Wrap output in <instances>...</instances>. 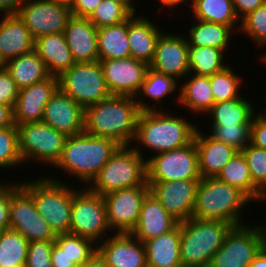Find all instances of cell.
Masks as SVG:
<instances>
[{
	"mask_svg": "<svg viewBox=\"0 0 266 267\" xmlns=\"http://www.w3.org/2000/svg\"><path fill=\"white\" fill-rule=\"evenodd\" d=\"M29 241L12 229L3 230L0 236V267L25 265Z\"/></svg>",
	"mask_w": 266,
	"mask_h": 267,
	"instance_id": "38",
	"label": "cell"
},
{
	"mask_svg": "<svg viewBox=\"0 0 266 267\" xmlns=\"http://www.w3.org/2000/svg\"><path fill=\"white\" fill-rule=\"evenodd\" d=\"M146 159L147 182L201 179L195 140L183 147Z\"/></svg>",
	"mask_w": 266,
	"mask_h": 267,
	"instance_id": "12",
	"label": "cell"
},
{
	"mask_svg": "<svg viewBox=\"0 0 266 267\" xmlns=\"http://www.w3.org/2000/svg\"><path fill=\"white\" fill-rule=\"evenodd\" d=\"M16 126L23 163L37 160L53 168L61 158L68 136L43 122Z\"/></svg>",
	"mask_w": 266,
	"mask_h": 267,
	"instance_id": "10",
	"label": "cell"
},
{
	"mask_svg": "<svg viewBox=\"0 0 266 267\" xmlns=\"http://www.w3.org/2000/svg\"><path fill=\"white\" fill-rule=\"evenodd\" d=\"M34 51L42 59L50 75L59 76L75 64L64 33L36 38Z\"/></svg>",
	"mask_w": 266,
	"mask_h": 267,
	"instance_id": "27",
	"label": "cell"
},
{
	"mask_svg": "<svg viewBox=\"0 0 266 267\" xmlns=\"http://www.w3.org/2000/svg\"><path fill=\"white\" fill-rule=\"evenodd\" d=\"M239 25V32L247 34L255 45L266 46V3L246 15Z\"/></svg>",
	"mask_w": 266,
	"mask_h": 267,
	"instance_id": "45",
	"label": "cell"
},
{
	"mask_svg": "<svg viewBox=\"0 0 266 267\" xmlns=\"http://www.w3.org/2000/svg\"><path fill=\"white\" fill-rule=\"evenodd\" d=\"M58 89V76L50 75L45 80L19 89L13 107L16 125L42 122L44 107Z\"/></svg>",
	"mask_w": 266,
	"mask_h": 267,
	"instance_id": "20",
	"label": "cell"
},
{
	"mask_svg": "<svg viewBox=\"0 0 266 267\" xmlns=\"http://www.w3.org/2000/svg\"><path fill=\"white\" fill-rule=\"evenodd\" d=\"M51 263L53 267H78L55 242L51 251Z\"/></svg>",
	"mask_w": 266,
	"mask_h": 267,
	"instance_id": "52",
	"label": "cell"
},
{
	"mask_svg": "<svg viewBox=\"0 0 266 267\" xmlns=\"http://www.w3.org/2000/svg\"><path fill=\"white\" fill-rule=\"evenodd\" d=\"M250 102L241 94L237 98L215 103L207 113L212 118L211 125L251 124L256 108Z\"/></svg>",
	"mask_w": 266,
	"mask_h": 267,
	"instance_id": "34",
	"label": "cell"
},
{
	"mask_svg": "<svg viewBox=\"0 0 266 267\" xmlns=\"http://www.w3.org/2000/svg\"><path fill=\"white\" fill-rule=\"evenodd\" d=\"M201 179L147 182L150 192L179 223L192 217Z\"/></svg>",
	"mask_w": 266,
	"mask_h": 267,
	"instance_id": "16",
	"label": "cell"
},
{
	"mask_svg": "<svg viewBox=\"0 0 266 267\" xmlns=\"http://www.w3.org/2000/svg\"><path fill=\"white\" fill-rule=\"evenodd\" d=\"M179 222L173 218L150 192L142 203L139 219L130 233L142 241L151 240L173 230Z\"/></svg>",
	"mask_w": 266,
	"mask_h": 267,
	"instance_id": "23",
	"label": "cell"
},
{
	"mask_svg": "<svg viewBox=\"0 0 266 267\" xmlns=\"http://www.w3.org/2000/svg\"><path fill=\"white\" fill-rule=\"evenodd\" d=\"M19 151L18 130L16 124L0 128V168H18L23 165Z\"/></svg>",
	"mask_w": 266,
	"mask_h": 267,
	"instance_id": "41",
	"label": "cell"
},
{
	"mask_svg": "<svg viewBox=\"0 0 266 267\" xmlns=\"http://www.w3.org/2000/svg\"><path fill=\"white\" fill-rule=\"evenodd\" d=\"M83 187L78 191L75 188L73 195L70 233L99 244L103 236L111 232L106 219L105 201L100 194Z\"/></svg>",
	"mask_w": 266,
	"mask_h": 267,
	"instance_id": "11",
	"label": "cell"
},
{
	"mask_svg": "<svg viewBox=\"0 0 266 267\" xmlns=\"http://www.w3.org/2000/svg\"><path fill=\"white\" fill-rule=\"evenodd\" d=\"M97 44L99 61L130 57L128 19L120 24L98 28Z\"/></svg>",
	"mask_w": 266,
	"mask_h": 267,
	"instance_id": "32",
	"label": "cell"
},
{
	"mask_svg": "<svg viewBox=\"0 0 266 267\" xmlns=\"http://www.w3.org/2000/svg\"><path fill=\"white\" fill-rule=\"evenodd\" d=\"M26 0H0V15L17 14L19 8Z\"/></svg>",
	"mask_w": 266,
	"mask_h": 267,
	"instance_id": "53",
	"label": "cell"
},
{
	"mask_svg": "<svg viewBox=\"0 0 266 267\" xmlns=\"http://www.w3.org/2000/svg\"><path fill=\"white\" fill-rule=\"evenodd\" d=\"M54 242L77 266L87 262L97 252V244L92 240L72 233L58 234Z\"/></svg>",
	"mask_w": 266,
	"mask_h": 267,
	"instance_id": "39",
	"label": "cell"
},
{
	"mask_svg": "<svg viewBox=\"0 0 266 267\" xmlns=\"http://www.w3.org/2000/svg\"><path fill=\"white\" fill-rule=\"evenodd\" d=\"M53 1L57 2L58 4L65 5L69 7L70 9L73 7V5L76 2V0H53Z\"/></svg>",
	"mask_w": 266,
	"mask_h": 267,
	"instance_id": "59",
	"label": "cell"
},
{
	"mask_svg": "<svg viewBox=\"0 0 266 267\" xmlns=\"http://www.w3.org/2000/svg\"><path fill=\"white\" fill-rule=\"evenodd\" d=\"M192 12L197 20L230 26L239 30L241 22L236 15L232 0H192Z\"/></svg>",
	"mask_w": 266,
	"mask_h": 267,
	"instance_id": "36",
	"label": "cell"
},
{
	"mask_svg": "<svg viewBox=\"0 0 266 267\" xmlns=\"http://www.w3.org/2000/svg\"><path fill=\"white\" fill-rule=\"evenodd\" d=\"M182 267H208L214 253L234 227L223 220L189 218L180 222Z\"/></svg>",
	"mask_w": 266,
	"mask_h": 267,
	"instance_id": "4",
	"label": "cell"
},
{
	"mask_svg": "<svg viewBox=\"0 0 266 267\" xmlns=\"http://www.w3.org/2000/svg\"><path fill=\"white\" fill-rule=\"evenodd\" d=\"M195 21V24L189 28V36H185L189 46H211L224 51L228 50L231 34L234 35L232 27L197 19Z\"/></svg>",
	"mask_w": 266,
	"mask_h": 267,
	"instance_id": "35",
	"label": "cell"
},
{
	"mask_svg": "<svg viewBox=\"0 0 266 267\" xmlns=\"http://www.w3.org/2000/svg\"><path fill=\"white\" fill-rule=\"evenodd\" d=\"M14 124L13 108L0 104V128L10 127Z\"/></svg>",
	"mask_w": 266,
	"mask_h": 267,
	"instance_id": "54",
	"label": "cell"
},
{
	"mask_svg": "<svg viewBox=\"0 0 266 267\" xmlns=\"http://www.w3.org/2000/svg\"><path fill=\"white\" fill-rule=\"evenodd\" d=\"M140 113L135 97L111 95L85 108L84 131L112 139L120 146H130Z\"/></svg>",
	"mask_w": 266,
	"mask_h": 267,
	"instance_id": "1",
	"label": "cell"
},
{
	"mask_svg": "<svg viewBox=\"0 0 266 267\" xmlns=\"http://www.w3.org/2000/svg\"><path fill=\"white\" fill-rule=\"evenodd\" d=\"M177 81L178 80L174 77L157 72L149 67L145 80L142 83L139 92L135 96L136 103L138 104L140 111L163 110V106L160 105L159 108H161L159 109L157 104H161V101L164 100L163 98H165V96L167 97L169 95L168 97H170L171 94L175 93L178 88ZM143 97H145V99L147 97V99L149 98L157 103L152 105L154 107H150Z\"/></svg>",
	"mask_w": 266,
	"mask_h": 267,
	"instance_id": "30",
	"label": "cell"
},
{
	"mask_svg": "<svg viewBox=\"0 0 266 267\" xmlns=\"http://www.w3.org/2000/svg\"><path fill=\"white\" fill-rule=\"evenodd\" d=\"M46 177L20 182V185L33 197L37 212L55 235L70 233L75 189L57 178Z\"/></svg>",
	"mask_w": 266,
	"mask_h": 267,
	"instance_id": "6",
	"label": "cell"
},
{
	"mask_svg": "<svg viewBox=\"0 0 266 267\" xmlns=\"http://www.w3.org/2000/svg\"><path fill=\"white\" fill-rule=\"evenodd\" d=\"M211 134L215 140L233 146L242 151L250 142L251 124H237L235 126L211 125Z\"/></svg>",
	"mask_w": 266,
	"mask_h": 267,
	"instance_id": "43",
	"label": "cell"
},
{
	"mask_svg": "<svg viewBox=\"0 0 266 267\" xmlns=\"http://www.w3.org/2000/svg\"><path fill=\"white\" fill-rule=\"evenodd\" d=\"M97 253L107 267H147L145 245L130 233L110 234L97 244Z\"/></svg>",
	"mask_w": 266,
	"mask_h": 267,
	"instance_id": "19",
	"label": "cell"
},
{
	"mask_svg": "<svg viewBox=\"0 0 266 267\" xmlns=\"http://www.w3.org/2000/svg\"><path fill=\"white\" fill-rule=\"evenodd\" d=\"M150 193L149 185L124 188L103 196L107 224L112 233H131L139 219L144 198Z\"/></svg>",
	"mask_w": 266,
	"mask_h": 267,
	"instance_id": "13",
	"label": "cell"
},
{
	"mask_svg": "<svg viewBox=\"0 0 266 267\" xmlns=\"http://www.w3.org/2000/svg\"><path fill=\"white\" fill-rule=\"evenodd\" d=\"M9 228L29 242L56 238L49 224L37 212L33 197L21 185L10 194Z\"/></svg>",
	"mask_w": 266,
	"mask_h": 267,
	"instance_id": "15",
	"label": "cell"
},
{
	"mask_svg": "<svg viewBox=\"0 0 266 267\" xmlns=\"http://www.w3.org/2000/svg\"><path fill=\"white\" fill-rule=\"evenodd\" d=\"M17 14L34 39L61 34L72 17L71 9L53 0H26Z\"/></svg>",
	"mask_w": 266,
	"mask_h": 267,
	"instance_id": "14",
	"label": "cell"
},
{
	"mask_svg": "<svg viewBox=\"0 0 266 267\" xmlns=\"http://www.w3.org/2000/svg\"><path fill=\"white\" fill-rule=\"evenodd\" d=\"M19 94V88L6 69L0 67V104L11 106L15 105Z\"/></svg>",
	"mask_w": 266,
	"mask_h": 267,
	"instance_id": "47",
	"label": "cell"
},
{
	"mask_svg": "<svg viewBox=\"0 0 266 267\" xmlns=\"http://www.w3.org/2000/svg\"><path fill=\"white\" fill-rule=\"evenodd\" d=\"M58 88L84 109L111 96L100 61L73 64L58 76Z\"/></svg>",
	"mask_w": 266,
	"mask_h": 267,
	"instance_id": "8",
	"label": "cell"
},
{
	"mask_svg": "<svg viewBox=\"0 0 266 267\" xmlns=\"http://www.w3.org/2000/svg\"><path fill=\"white\" fill-rule=\"evenodd\" d=\"M102 0H76L71 8L72 16L88 18Z\"/></svg>",
	"mask_w": 266,
	"mask_h": 267,
	"instance_id": "51",
	"label": "cell"
},
{
	"mask_svg": "<svg viewBox=\"0 0 266 267\" xmlns=\"http://www.w3.org/2000/svg\"><path fill=\"white\" fill-rule=\"evenodd\" d=\"M160 1V3L162 4L163 7H169L170 9H172L173 7H177L180 6V4L182 3H186V0H158ZM186 1V2H184Z\"/></svg>",
	"mask_w": 266,
	"mask_h": 267,
	"instance_id": "58",
	"label": "cell"
},
{
	"mask_svg": "<svg viewBox=\"0 0 266 267\" xmlns=\"http://www.w3.org/2000/svg\"><path fill=\"white\" fill-rule=\"evenodd\" d=\"M259 59H262L263 60V62L265 63V65H266V55L264 54V55H262V58H259Z\"/></svg>",
	"mask_w": 266,
	"mask_h": 267,
	"instance_id": "60",
	"label": "cell"
},
{
	"mask_svg": "<svg viewBox=\"0 0 266 267\" xmlns=\"http://www.w3.org/2000/svg\"><path fill=\"white\" fill-rule=\"evenodd\" d=\"M219 180L237 187L252 202L266 200V196L253 184L248 164L238 151L216 176Z\"/></svg>",
	"mask_w": 266,
	"mask_h": 267,
	"instance_id": "33",
	"label": "cell"
},
{
	"mask_svg": "<svg viewBox=\"0 0 266 267\" xmlns=\"http://www.w3.org/2000/svg\"><path fill=\"white\" fill-rule=\"evenodd\" d=\"M147 267H182L180 224L168 233L144 242Z\"/></svg>",
	"mask_w": 266,
	"mask_h": 267,
	"instance_id": "28",
	"label": "cell"
},
{
	"mask_svg": "<svg viewBox=\"0 0 266 267\" xmlns=\"http://www.w3.org/2000/svg\"><path fill=\"white\" fill-rule=\"evenodd\" d=\"M119 147L112 139L92 136L84 131L68 136L55 167L74 175L87 187Z\"/></svg>",
	"mask_w": 266,
	"mask_h": 267,
	"instance_id": "3",
	"label": "cell"
},
{
	"mask_svg": "<svg viewBox=\"0 0 266 267\" xmlns=\"http://www.w3.org/2000/svg\"><path fill=\"white\" fill-rule=\"evenodd\" d=\"M240 152L248 164L253 184L266 196V150L249 143Z\"/></svg>",
	"mask_w": 266,
	"mask_h": 267,
	"instance_id": "44",
	"label": "cell"
},
{
	"mask_svg": "<svg viewBox=\"0 0 266 267\" xmlns=\"http://www.w3.org/2000/svg\"><path fill=\"white\" fill-rule=\"evenodd\" d=\"M122 4L131 14H136V7L133 0H112Z\"/></svg>",
	"mask_w": 266,
	"mask_h": 267,
	"instance_id": "57",
	"label": "cell"
},
{
	"mask_svg": "<svg viewBox=\"0 0 266 267\" xmlns=\"http://www.w3.org/2000/svg\"><path fill=\"white\" fill-rule=\"evenodd\" d=\"M197 128L194 140L198 150L199 173L201 178L216 177L222 168L238 152L233 146L203 134Z\"/></svg>",
	"mask_w": 266,
	"mask_h": 267,
	"instance_id": "25",
	"label": "cell"
},
{
	"mask_svg": "<svg viewBox=\"0 0 266 267\" xmlns=\"http://www.w3.org/2000/svg\"><path fill=\"white\" fill-rule=\"evenodd\" d=\"M2 66L19 89L41 82L50 76L44 62L35 51L12 58Z\"/></svg>",
	"mask_w": 266,
	"mask_h": 267,
	"instance_id": "31",
	"label": "cell"
},
{
	"mask_svg": "<svg viewBox=\"0 0 266 267\" xmlns=\"http://www.w3.org/2000/svg\"><path fill=\"white\" fill-rule=\"evenodd\" d=\"M170 32H162L157 40L155 56L149 67L157 72L185 79L189 73V45L185 37Z\"/></svg>",
	"mask_w": 266,
	"mask_h": 267,
	"instance_id": "18",
	"label": "cell"
},
{
	"mask_svg": "<svg viewBox=\"0 0 266 267\" xmlns=\"http://www.w3.org/2000/svg\"><path fill=\"white\" fill-rule=\"evenodd\" d=\"M141 185H148L147 159L130 145L120 146L87 187L104 196Z\"/></svg>",
	"mask_w": 266,
	"mask_h": 267,
	"instance_id": "7",
	"label": "cell"
},
{
	"mask_svg": "<svg viewBox=\"0 0 266 267\" xmlns=\"http://www.w3.org/2000/svg\"><path fill=\"white\" fill-rule=\"evenodd\" d=\"M226 51L215 47L189 46V73L208 76L222 71L228 64L224 63Z\"/></svg>",
	"mask_w": 266,
	"mask_h": 267,
	"instance_id": "37",
	"label": "cell"
},
{
	"mask_svg": "<svg viewBox=\"0 0 266 267\" xmlns=\"http://www.w3.org/2000/svg\"><path fill=\"white\" fill-rule=\"evenodd\" d=\"M0 67L8 60L34 51L35 39L18 14H2Z\"/></svg>",
	"mask_w": 266,
	"mask_h": 267,
	"instance_id": "24",
	"label": "cell"
},
{
	"mask_svg": "<svg viewBox=\"0 0 266 267\" xmlns=\"http://www.w3.org/2000/svg\"><path fill=\"white\" fill-rule=\"evenodd\" d=\"M85 109L59 88L44 107L42 122L67 136L84 132Z\"/></svg>",
	"mask_w": 266,
	"mask_h": 267,
	"instance_id": "21",
	"label": "cell"
},
{
	"mask_svg": "<svg viewBox=\"0 0 266 267\" xmlns=\"http://www.w3.org/2000/svg\"><path fill=\"white\" fill-rule=\"evenodd\" d=\"M0 229H9L10 224V194L20 185L18 183L0 182Z\"/></svg>",
	"mask_w": 266,
	"mask_h": 267,
	"instance_id": "48",
	"label": "cell"
},
{
	"mask_svg": "<svg viewBox=\"0 0 266 267\" xmlns=\"http://www.w3.org/2000/svg\"><path fill=\"white\" fill-rule=\"evenodd\" d=\"M251 145L266 150V113L254 114L250 127Z\"/></svg>",
	"mask_w": 266,
	"mask_h": 267,
	"instance_id": "49",
	"label": "cell"
},
{
	"mask_svg": "<svg viewBox=\"0 0 266 267\" xmlns=\"http://www.w3.org/2000/svg\"><path fill=\"white\" fill-rule=\"evenodd\" d=\"M236 15L241 21L246 15L266 3V0H232Z\"/></svg>",
	"mask_w": 266,
	"mask_h": 267,
	"instance_id": "50",
	"label": "cell"
},
{
	"mask_svg": "<svg viewBox=\"0 0 266 267\" xmlns=\"http://www.w3.org/2000/svg\"><path fill=\"white\" fill-rule=\"evenodd\" d=\"M248 267H266V246L254 258Z\"/></svg>",
	"mask_w": 266,
	"mask_h": 267,
	"instance_id": "56",
	"label": "cell"
},
{
	"mask_svg": "<svg viewBox=\"0 0 266 267\" xmlns=\"http://www.w3.org/2000/svg\"><path fill=\"white\" fill-rule=\"evenodd\" d=\"M78 267H107L104 260L96 252L87 262Z\"/></svg>",
	"mask_w": 266,
	"mask_h": 267,
	"instance_id": "55",
	"label": "cell"
},
{
	"mask_svg": "<svg viewBox=\"0 0 266 267\" xmlns=\"http://www.w3.org/2000/svg\"><path fill=\"white\" fill-rule=\"evenodd\" d=\"M164 110L144 111L139 114L132 147L141 155L143 148L154 151L153 155L188 145L194 140L197 126L185 116ZM140 143V144H139ZM139 144V145H138ZM139 146H141L139 148Z\"/></svg>",
	"mask_w": 266,
	"mask_h": 267,
	"instance_id": "2",
	"label": "cell"
},
{
	"mask_svg": "<svg viewBox=\"0 0 266 267\" xmlns=\"http://www.w3.org/2000/svg\"><path fill=\"white\" fill-rule=\"evenodd\" d=\"M54 240L32 241L28 245L26 267H53L51 251Z\"/></svg>",
	"mask_w": 266,
	"mask_h": 267,
	"instance_id": "46",
	"label": "cell"
},
{
	"mask_svg": "<svg viewBox=\"0 0 266 267\" xmlns=\"http://www.w3.org/2000/svg\"><path fill=\"white\" fill-rule=\"evenodd\" d=\"M106 86L111 95L135 97L145 80L149 65L134 58L101 60Z\"/></svg>",
	"mask_w": 266,
	"mask_h": 267,
	"instance_id": "17",
	"label": "cell"
},
{
	"mask_svg": "<svg viewBox=\"0 0 266 267\" xmlns=\"http://www.w3.org/2000/svg\"><path fill=\"white\" fill-rule=\"evenodd\" d=\"M162 33L146 17L132 14L128 18V42L131 57L150 65L155 56L157 40Z\"/></svg>",
	"mask_w": 266,
	"mask_h": 267,
	"instance_id": "26",
	"label": "cell"
},
{
	"mask_svg": "<svg viewBox=\"0 0 266 267\" xmlns=\"http://www.w3.org/2000/svg\"><path fill=\"white\" fill-rule=\"evenodd\" d=\"M132 14L120 3L102 0L88 19L97 27L116 25L126 21Z\"/></svg>",
	"mask_w": 266,
	"mask_h": 267,
	"instance_id": "42",
	"label": "cell"
},
{
	"mask_svg": "<svg viewBox=\"0 0 266 267\" xmlns=\"http://www.w3.org/2000/svg\"><path fill=\"white\" fill-rule=\"evenodd\" d=\"M97 30L88 18L72 16L68 20L64 36L75 63L99 61Z\"/></svg>",
	"mask_w": 266,
	"mask_h": 267,
	"instance_id": "22",
	"label": "cell"
},
{
	"mask_svg": "<svg viewBox=\"0 0 266 267\" xmlns=\"http://www.w3.org/2000/svg\"><path fill=\"white\" fill-rule=\"evenodd\" d=\"M242 82L241 76L235 74L230 65L211 75L210 83L215 103L239 97L242 94L239 90Z\"/></svg>",
	"mask_w": 266,
	"mask_h": 267,
	"instance_id": "40",
	"label": "cell"
},
{
	"mask_svg": "<svg viewBox=\"0 0 266 267\" xmlns=\"http://www.w3.org/2000/svg\"><path fill=\"white\" fill-rule=\"evenodd\" d=\"M252 202L237 187L217 177L201 178L197 188L196 202L192 217L196 219L223 220L234 227L242 223V211Z\"/></svg>",
	"mask_w": 266,
	"mask_h": 267,
	"instance_id": "5",
	"label": "cell"
},
{
	"mask_svg": "<svg viewBox=\"0 0 266 267\" xmlns=\"http://www.w3.org/2000/svg\"><path fill=\"white\" fill-rule=\"evenodd\" d=\"M266 246L263 225L235 226L225 237L223 245L214 253L208 267H248Z\"/></svg>",
	"mask_w": 266,
	"mask_h": 267,
	"instance_id": "9",
	"label": "cell"
},
{
	"mask_svg": "<svg viewBox=\"0 0 266 267\" xmlns=\"http://www.w3.org/2000/svg\"><path fill=\"white\" fill-rule=\"evenodd\" d=\"M188 73L185 79H188L181 86L179 95H177V102L181 104V107H187L191 112L196 114L200 113L207 115L212 106L215 104V100L211 90L210 77L191 75ZM204 112V113H203Z\"/></svg>",
	"mask_w": 266,
	"mask_h": 267,
	"instance_id": "29",
	"label": "cell"
}]
</instances>
